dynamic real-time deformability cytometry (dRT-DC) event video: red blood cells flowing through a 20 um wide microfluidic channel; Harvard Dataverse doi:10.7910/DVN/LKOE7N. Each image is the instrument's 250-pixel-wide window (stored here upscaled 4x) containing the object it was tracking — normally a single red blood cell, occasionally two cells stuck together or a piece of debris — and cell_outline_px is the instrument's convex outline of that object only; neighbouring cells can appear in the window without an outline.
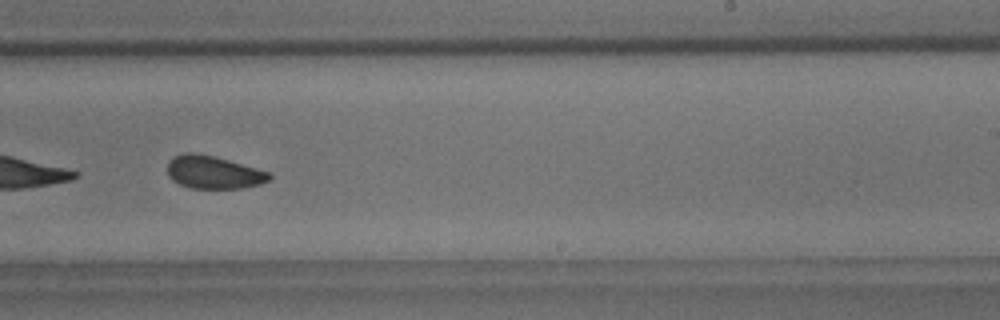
{"species": "common noctule bat (a hibernating species)", "species_latin": "Nyctalus noctula", "temperature_condition": "room temperature", "stored_images_in_passage": 10, "camera_frame_rate_fps": 3000, "um_per_image_px": 0.085, "animal": {"sex": "male", "body_mass_g": 18.8}, "frame": {"image": 1, "passage_image": 10, "time_ms": 10.0, "image_size_px": [1000, 320], "cell_outline_px": [[272, 176], [268, 180], [260, 184], [240, 188], [192, 188], [180, 184], [172, 180], [168, 176], [168, 160], [184, 152], [192, 152], [212, 156], [228, 160], [272, 172]], "centroid_in_image_um": [18.15, 14.64], "position_along_channel_um": 270.9, "area_um2": 19.42}}